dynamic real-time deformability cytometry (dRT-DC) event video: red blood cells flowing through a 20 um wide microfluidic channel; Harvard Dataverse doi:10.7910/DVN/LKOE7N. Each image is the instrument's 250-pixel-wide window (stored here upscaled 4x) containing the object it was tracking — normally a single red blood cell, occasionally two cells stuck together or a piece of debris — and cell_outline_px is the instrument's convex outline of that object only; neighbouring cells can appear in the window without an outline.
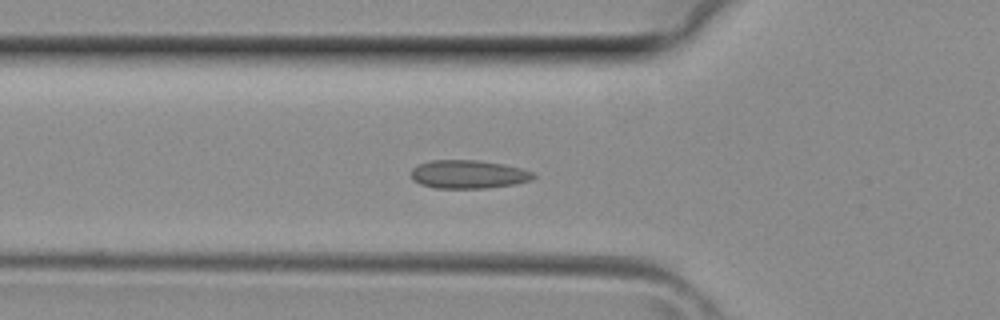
{"species": "common noctule bat (a hibernating species)", "species_latin": "Nyctalus noctula", "temperature_condition": "room temperature", "stored_images_in_passage": 39, "camera_frame_rate_fps": 3000, "um_per_image_px": 0.085, "animal": {"sex": "female", "body_mass_g": 29.2, "forearm_length_mm": 56.3}, "frame": {"image": 1, "passage_image": 13, "time_ms": 4.0, "image_size_px": [1000, 320], "cell_outline_px": [[536, 176], [532, 180], [512, 184], [488, 188], [436, 188], [420, 184], [412, 180], [412, 168], [420, 164], [432, 160], [480, 160], [504, 164], [520, 168], [532, 172]], "centroid_in_image_um": [39.81, 14.81], "position_along_channel_um": 86.0, "area_um2": 20.17}}
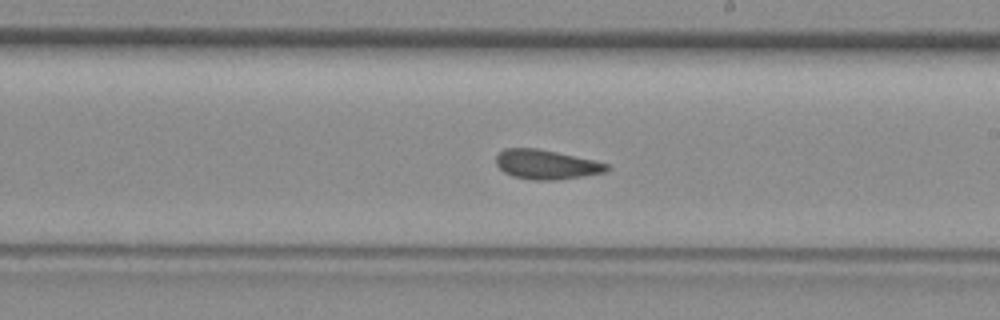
{"frame": {"image": 2, "passage_image": 22, "time_ms": 7.0, "image_size_px": [1000, 320], "cell_outline_px": [[608, 172], [584, 176], [556, 180], [532, 180], [512, 176], [504, 172], [496, 164], [496, 156], [504, 148], [536, 148], [556, 152], [592, 160], [608, 164]], "centroid_in_image_um": [46.42, 13.99], "position_along_channel_um": 242.6, "area_um2": 18.9}}
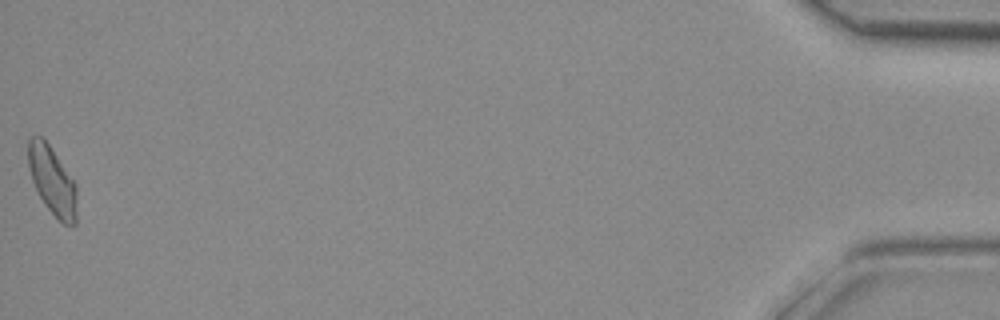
{"frame": {"image": 3, "passage_image": 39, "time_ms": 12.667, "image_size_px": [1000, 320], "cell_outline_px": [[76, 224], [64, 224], [48, 208], [40, 196], [32, 180], [28, 168], [28, 140], [32, 136], [40, 136], [48, 144], [76, 184]], "centroid_in_image_um": [4.43, 15.35], "position_along_channel_um": 430.8, "area_um2": 18.84}}